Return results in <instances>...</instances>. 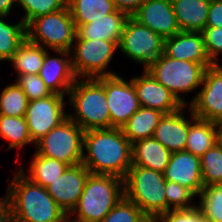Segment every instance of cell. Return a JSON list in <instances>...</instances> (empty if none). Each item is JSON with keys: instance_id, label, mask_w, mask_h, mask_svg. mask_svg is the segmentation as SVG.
<instances>
[{"instance_id": "cell-1", "label": "cell", "mask_w": 222, "mask_h": 222, "mask_svg": "<svg viewBox=\"0 0 222 222\" xmlns=\"http://www.w3.org/2000/svg\"><path fill=\"white\" fill-rule=\"evenodd\" d=\"M82 164L96 175L124 179L132 166V143L121 128L92 129L84 132Z\"/></svg>"}, {"instance_id": "cell-2", "label": "cell", "mask_w": 222, "mask_h": 222, "mask_svg": "<svg viewBox=\"0 0 222 222\" xmlns=\"http://www.w3.org/2000/svg\"><path fill=\"white\" fill-rule=\"evenodd\" d=\"M9 180L8 222H59L67 214L46 188L30 181L18 169Z\"/></svg>"}, {"instance_id": "cell-3", "label": "cell", "mask_w": 222, "mask_h": 222, "mask_svg": "<svg viewBox=\"0 0 222 222\" xmlns=\"http://www.w3.org/2000/svg\"><path fill=\"white\" fill-rule=\"evenodd\" d=\"M68 96L70 109L75 110L68 117L84 131L111 128L103 77L77 78Z\"/></svg>"}, {"instance_id": "cell-4", "label": "cell", "mask_w": 222, "mask_h": 222, "mask_svg": "<svg viewBox=\"0 0 222 222\" xmlns=\"http://www.w3.org/2000/svg\"><path fill=\"white\" fill-rule=\"evenodd\" d=\"M123 196L124 179L90 174L76 207L69 215L79 222H101Z\"/></svg>"}, {"instance_id": "cell-5", "label": "cell", "mask_w": 222, "mask_h": 222, "mask_svg": "<svg viewBox=\"0 0 222 222\" xmlns=\"http://www.w3.org/2000/svg\"><path fill=\"white\" fill-rule=\"evenodd\" d=\"M164 174L142 166H131L124 178V196L144 215L155 221L166 213Z\"/></svg>"}, {"instance_id": "cell-6", "label": "cell", "mask_w": 222, "mask_h": 222, "mask_svg": "<svg viewBox=\"0 0 222 222\" xmlns=\"http://www.w3.org/2000/svg\"><path fill=\"white\" fill-rule=\"evenodd\" d=\"M77 29L68 6L32 19L26 25V39L49 51L71 52Z\"/></svg>"}, {"instance_id": "cell-7", "label": "cell", "mask_w": 222, "mask_h": 222, "mask_svg": "<svg viewBox=\"0 0 222 222\" xmlns=\"http://www.w3.org/2000/svg\"><path fill=\"white\" fill-rule=\"evenodd\" d=\"M211 65L178 60L163 53L147 71L172 92L180 102L188 106L181 94H189V92L199 89L202 85L204 72Z\"/></svg>"}, {"instance_id": "cell-8", "label": "cell", "mask_w": 222, "mask_h": 222, "mask_svg": "<svg viewBox=\"0 0 222 222\" xmlns=\"http://www.w3.org/2000/svg\"><path fill=\"white\" fill-rule=\"evenodd\" d=\"M84 130L69 117L35 143V152L69 166L82 162Z\"/></svg>"}, {"instance_id": "cell-9", "label": "cell", "mask_w": 222, "mask_h": 222, "mask_svg": "<svg viewBox=\"0 0 222 222\" xmlns=\"http://www.w3.org/2000/svg\"><path fill=\"white\" fill-rule=\"evenodd\" d=\"M118 49L113 41L75 39L70 52L75 76L81 79L117 75L106 68Z\"/></svg>"}, {"instance_id": "cell-10", "label": "cell", "mask_w": 222, "mask_h": 222, "mask_svg": "<svg viewBox=\"0 0 222 222\" xmlns=\"http://www.w3.org/2000/svg\"><path fill=\"white\" fill-rule=\"evenodd\" d=\"M118 47L119 51L136 64H143L144 71H147L164 53V38L129 17Z\"/></svg>"}, {"instance_id": "cell-11", "label": "cell", "mask_w": 222, "mask_h": 222, "mask_svg": "<svg viewBox=\"0 0 222 222\" xmlns=\"http://www.w3.org/2000/svg\"><path fill=\"white\" fill-rule=\"evenodd\" d=\"M64 97L52 93L45 98L29 101L24 117L34 143L68 118Z\"/></svg>"}, {"instance_id": "cell-12", "label": "cell", "mask_w": 222, "mask_h": 222, "mask_svg": "<svg viewBox=\"0 0 222 222\" xmlns=\"http://www.w3.org/2000/svg\"><path fill=\"white\" fill-rule=\"evenodd\" d=\"M111 128H121L141 107L133 82L120 75L103 77Z\"/></svg>"}, {"instance_id": "cell-13", "label": "cell", "mask_w": 222, "mask_h": 222, "mask_svg": "<svg viewBox=\"0 0 222 222\" xmlns=\"http://www.w3.org/2000/svg\"><path fill=\"white\" fill-rule=\"evenodd\" d=\"M201 86L189 102V108L197 118L216 123L222 121V73L209 66Z\"/></svg>"}, {"instance_id": "cell-14", "label": "cell", "mask_w": 222, "mask_h": 222, "mask_svg": "<svg viewBox=\"0 0 222 222\" xmlns=\"http://www.w3.org/2000/svg\"><path fill=\"white\" fill-rule=\"evenodd\" d=\"M90 174L82 163L69 166L46 190L65 213L70 214L76 207Z\"/></svg>"}, {"instance_id": "cell-15", "label": "cell", "mask_w": 222, "mask_h": 222, "mask_svg": "<svg viewBox=\"0 0 222 222\" xmlns=\"http://www.w3.org/2000/svg\"><path fill=\"white\" fill-rule=\"evenodd\" d=\"M131 78L140 106L156 109L164 114L179 111L185 105L177 97L159 83L148 71Z\"/></svg>"}, {"instance_id": "cell-16", "label": "cell", "mask_w": 222, "mask_h": 222, "mask_svg": "<svg viewBox=\"0 0 222 222\" xmlns=\"http://www.w3.org/2000/svg\"><path fill=\"white\" fill-rule=\"evenodd\" d=\"M131 17L164 39L181 31L171 0H146Z\"/></svg>"}, {"instance_id": "cell-17", "label": "cell", "mask_w": 222, "mask_h": 222, "mask_svg": "<svg viewBox=\"0 0 222 222\" xmlns=\"http://www.w3.org/2000/svg\"><path fill=\"white\" fill-rule=\"evenodd\" d=\"M54 52L59 57H51L48 50L45 52L39 76L51 93L68 96L69 90L77 79L72 69L71 54L61 50H54Z\"/></svg>"}, {"instance_id": "cell-18", "label": "cell", "mask_w": 222, "mask_h": 222, "mask_svg": "<svg viewBox=\"0 0 222 222\" xmlns=\"http://www.w3.org/2000/svg\"><path fill=\"white\" fill-rule=\"evenodd\" d=\"M163 174L166 181L185 186L196 196L201 193L203 179L200 157L187 151L171 153L169 163Z\"/></svg>"}, {"instance_id": "cell-19", "label": "cell", "mask_w": 222, "mask_h": 222, "mask_svg": "<svg viewBox=\"0 0 222 222\" xmlns=\"http://www.w3.org/2000/svg\"><path fill=\"white\" fill-rule=\"evenodd\" d=\"M185 108L186 106L174 113L164 114L152 136L171 153L185 151L189 125L196 118L191 109L188 108L191 115L188 118L190 120H188L187 116L184 115Z\"/></svg>"}, {"instance_id": "cell-20", "label": "cell", "mask_w": 222, "mask_h": 222, "mask_svg": "<svg viewBox=\"0 0 222 222\" xmlns=\"http://www.w3.org/2000/svg\"><path fill=\"white\" fill-rule=\"evenodd\" d=\"M164 54L178 60L199 64H212L204 43L202 32L180 31L164 39Z\"/></svg>"}, {"instance_id": "cell-21", "label": "cell", "mask_w": 222, "mask_h": 222, "mask_svg": "<svg viewBox=\"0 0 222 222\" xmlns=\"http://www.w3.org/2000/svg\"><path fill=\"white\" fill-rule=\"evenodd\" d=\"M129 16L115 10L104 18L95 19L84 25H75L77 34L75 39L108 40L118 46L122 37L124 25Z\"/></svg>"}, {"instance_id": "cell-22", "label": "cell", "mask_w": 222, "mask_h": 222, "mask_svg": "<svg viewBox=\"0 0 222 222\" xmlns=\"http://www.w3.org/2000/svg\"><path fill=\"white\" fill-rule=\"evenodd\" d=\"M171 152L155 138H146L132 144V166H142L164 173Z\"/></svg>"}, {"instance_id": "cell-23", "label": "cell", "mask_w": 222, "mask_h": 222, "mask_svg": "<svg viewBox=\"0 0 222 222\" xmlns=\"http://www.w3.org/2000/svg\"><path fill=\"white\" fill-rule=\"evenodd\" d=\"M181 31L202 32L206 27L210 0H171Z\"/></svg>"}, {"instance_id": "cell-24", "label": "cell", "mask_w": 222, "mask_h": 222, "mask_svg": "<svg viewBox=\"0 0 222 222\" xmlns=\"http://www.w3.org/2000/svg\"><path fill=\"white\" fill-rule=\"evenodd\" d=\"M164 113L156 109L140 107L121 127L124 136L133 144L151 138Z\"/></svg>"}, {"instance_id": "cell-25", "label": "cell", "mask_w": 222, "mask_h": 222, "mask_svg": "<svg viewBox=\"0 0 222 222\" xmlns=\"http://www.w3.org/2000/svg\"><path fill=\"white\" fill-rule=\"evenodd\" d=\"M218 143L217 123L195 118L189 125L185 151L201 157Z\"/></svg>"}, {"instance_id": "cell-26", "label": "cell", "mask_w": 222, "mask_h": 222, "mask_svg": "<svg viewBox=\"0 0 222 222\" xmlns=\"http://www.w3.org/2000/svg\"><path fill=\"white\" fill-rule=\"evenodd\" d=\"M29 164V175L26 174L25 166H22L19 170L27 177L30 181L39 184L46 188L49 184L55 181L61 174L69 167L61 161L54 158L45 157L34 153L33 158Z\"/></svg>"}, {"instance_id": "cell-27", "label": "cell", "mask_w": 222, "mask_h": 222, "mask_svg": "<svg viewBox=\"0 0 222 222\" xmlns=\"http://www.w3.org/2000/svg\"><path fill=\"white\" fill-rule=\"evenodd\" d=\"M75 25H84L113 13V0H67Z\"/></svg>"}, {"instance_id": "cell-28", "label": "cell", "mask_w": 222, "mask_h": 222, "mask_svg": "<svg viewBox=\"0 0 222 222\" xmlns=\"http://www.w3.org/2000/svg\"><path fill=\"white\" fill-rule=\"evenodd\" d=\"M46 51L47 49L41 45L25 39L8 62L12 63L17 76L19 74H39Z\"/></svg>"}, {"instance_id": "cell-29", "label": "cell", "mask_w": 222, "mask_h": 222, "mask_svg": "<svg viewBox=\"0 0 222 222\" xmlns=\"http://www.w3.org/2000/svg\"><path fill=\"white\" fill-rule=\"evenodd\" d=\"M0 137L9 141L7 150L20 149L25 145L34 144L25 117L0 115Z\"/></svg>"}, {"instance_id": "cell-30", "label": "cell", "mask_w": 222, "mask_h": 222, "mask_svg": "<svg viewBox=\"0 0 222 222\" xmlns=\"http://www.w3.org/2000/svg\"><path fill=\"white\" fill-rule=\"evenodd\" d=\"M7 16H0V63L9 61L26 39V25L22 20L17 24L6 22Z\"/></svg>"}, {"instance_id": "cell-31", "label": "cell", "mask_w": 222, "mask_h": 222, "mask_svg": "<svg viewBox=\"0 0 222 222\" xmlns=\"http://www.w3.org/2000/svg\"><path fill=\"white\" fill-rule=\"evenodd\" d=\"M29 99L16 82L8 84L0 94V115L24 117Z\"/></svg>"}, {"instance_id": "cell-32", "label": "cell", "mask_w": 222, "mask_h": 222, "mask_svg": "<svg viewBox=\"0 0 222 222\" xmlns=\"http://www.w3.org/2000/svg\"><path fill=\"white\" fill-rule=\"evenodd\" d=\"M203 187L222 184V146L216 143L200 157Z\"/></svg>"}, {"instance_id": "cell-33", "label": "cell", "mask_w": 222, "mask_h": 222, "mask_svg": "<svg viewBox=\"0 0 222 222\" xmlns=\"http://www.w3.org/2000/svg\"><path fill=\"white\" fill-rule=\"evenodd\" d=\"M198 207L213 222H222V184L203 187Z\"/></svg>"}, {"instance_id": "cell-34", "label": "cell", "mask_w": 222, "mask_h": 222, "mask_svg": "<svg viewBox=\"0 0 222 222\" xmlns=\"http://www.w3.org/2000/svg\"><path fill=\"white\" fill-rule=\"evenodd\" d=\"M17 6L22 7L24 15L22 21L27 25L32 19L64 9L67 0H16Z\"/></svg>"}, {"instance_id": "cell-35", "label": "cell", "mask_w": 222, "mask_h": 222, "mask_svg": "<svg viewBox=\"0 0 222 222\" xmlns=\"http://www.w3.org/2000/svg\"><path fill=\"white\" fill-rule=\"evenodd\" d=\"M132 201L125 196L111 209L101 222H149Z\"/></svg>"}, {"instance_id": "cell-36", "label": "cell", "mask_w": 222, "mask_h": 222, "mask_svg": "<svg viewBox=\"0 0 222 222\" xmlns=\"http://www.w3.org/2000/svg\"><path fill=\"white\" fill-rule=\"evenodd\" d=\"M165 194L166 212L169 210L190 209L196 206L191 201L197 196L190 189L176 182L166 181Z\"/></svg>"}, {"instance_id": "cell-37", "label": "cell", "mask_w": 222, "mask_h": 222, "mask_svg": "<svg viewBox=\"0 0 222 222\" xmlns=\"http://www.w3.org/2000/svg\"><path fill=\"white\" fill-rule=\"evenodd\" d=\"M15 82L23 90L29 101L45 98L52 93L39 74H19Z\"/></svg>"}, {"instance_id": "cell-38", "label": "cell", "mask_w": 222, "mask_h": 222, "mask_svg": "<svg viewBox=\"0 0 222 222\" xmlns=\"http://www.w3.org/2000/svg\"><path fill=\"white\" fill-rule=\"evenodd\" d=\"M202 33L210 61H218L219 55H222V27H205Z\"/></svg>"}, {"instance_id": "cell-39", "label": "cell", "mask_w": 222, "mask_h": 222, "mask_svg": "<svg viewBox=\"0 0 222 222\" xmlns=\"http://www.w3.org/2000/svg\"><path fill=\"white\" fill-rule=\"evenodd\" d=\"M155 222H194V207L190 209L169 210L160 215Z\"/></svg>"}, {"instance_id": "cell-40", "label": "cell", "mask_w": 222, "mask_h": 222, "mask_svg": "<svg viewBox=\"0 0 222 222\" xmlns=\"http://www.w3.org/2000/svg\"><path fill=\"white\" fill-rule=\"evenodd\" d=\"M206 27H222V0H210Z\"/></svg>"}, {"instance_id": "cell-41", "label": "cell", "mask_w": 222, "mask_h": 222, "mask_svg": "<svg viewBox=\"0 0 222 222\" xmlns=\"http://www.w3.org/2000/svg\"><path fill=\"white\" fill-rule=\"evenodd\" d=\"M146 0H113L116 10L131 17Z\"/></svg>"}, {"instance_id": "cell-42", "label": "cell", "mask_w": 222, "mask_h": 222, "mask_svg": "<svg viewBox=\"0 0 222 222\" xmlns=\"http://www.w3.org/2000/svg\"><path fill=\"white\" fill-rule=\"evenodd\" d=\"M3 198V199H2ZM0 198V218L4 222H8L9 219V185L6 192V196Z\"/></svg>"}, {"instance_id": "cell-43", "label": "cell", "mask_w": 222, "mask_h": 222, "mask_svg": "<svg viewBox=\"0 0 222 222\" xmlns=\"http://www.w3.org/2000/svg\"><path fill=\"white\" fill-rule=\"evenodd\" d=\"M17 6L16 0H0V16H9L13 6Z\"/></svg>"}, {"instance_id": "cell-44", "label": "cell", "mask_w": 222, "mask_h": 222, "mask_svg": "<svg viewBox=\"0 0 222 222\" xmlns=\"http://www.w3.org/2000/svg\"><path fill=\"white\" fill-rule=\"evenodd\" d=\"M197 205L198 204L194 207V222H213L209 217L202 213Z\"/></svg>"}, {"instance_id": "cell-45", "label": "cell", "mask_w": 222, "mask_h": 222, "mask_svg": "<svg viewBox=\"0 0 222 222\" xmlns=\"http://www.w3.org/2000/svg\"><path fill=\"white\" fill-rule=\"evenodd\" d=\"M218 143L222 146V121L217 122Z\"/></svg>"}, {"instance_id": "cell-46", "label": "cell", "mask_w": 222, "mask_h": 222, "mask_svg": "<svg viewBox=\"0 0 222 222\" xmlns=\"http://www.w3.org/2000/svg\"><path fill=\"white\" fill-rule=\"evenodd\" d=\"M72 217L67 214L62 220H60L59 222H79L76 219H71Z\"/></svg>"}, {"instance_id": "cell-47", "label": "cell", "mask_w": 222, "mask_h": 222, "mask_svg": "<svg viewBox=\"0 0 222 222\" xmlns=\"http://www.w3.org/2000/svg\"><path fill=\"white\" fill-rule=\"evenodd\" d=\"M212 66H213L216 70H218L220 73H222V65H219L218 61H214V62L212 63Z\"/></svg>"}]
</instances>
